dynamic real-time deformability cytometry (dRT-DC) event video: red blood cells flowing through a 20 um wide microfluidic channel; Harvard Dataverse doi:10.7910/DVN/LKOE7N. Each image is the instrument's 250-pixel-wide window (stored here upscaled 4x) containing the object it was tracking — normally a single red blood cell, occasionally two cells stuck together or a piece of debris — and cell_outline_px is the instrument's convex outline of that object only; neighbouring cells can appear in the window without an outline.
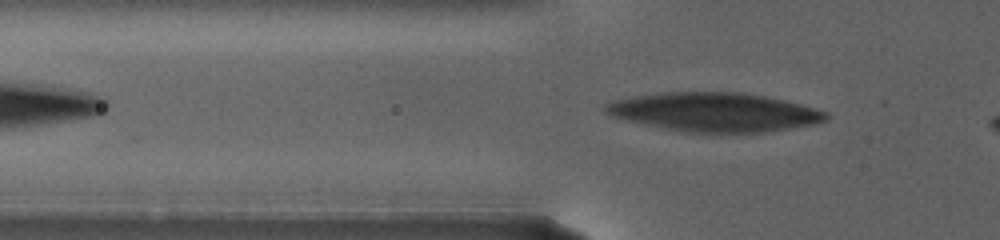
{"species": "human", "species_latin": "Homo sapiens", "temperature_condition": "warm", "stored_images_in_passage": 23, "camera_frame_rate_fps": 3000, "um_per_image_px": 0.085, "donor": {"sex": "female"}, "frame": {"image": 1, "passage_image": 13, "time_ms": 3.333, "image_size_px": [1000, 240], "cell_outline_px": [[828, 120], [816, 124], [792, 128], [764, 132], [684, 132], [664, 128], [628, 120], [612, 116], [604, 112], [604, 104], [616, 100], [636, 96], [668, 92], [736, 92], [764, 96], [784, 100], [816, 108], [828, 112]], "centroid_in_image_um": [60.78, 9.53], "position_along_channel_um": 65.0, "area_um2": 49.59}}
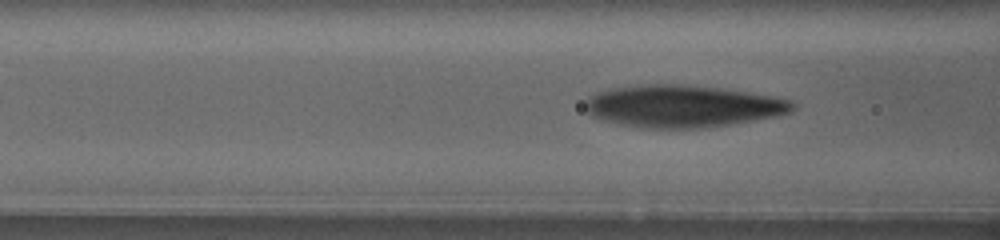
{"frame": {"image": 2, "passage_image": 19, "time_ms": 5.333, "image_size_px": [1000, 240], "cell_outline_px": [[796, 108], [792, 112], [752, 120], [728, 124], [700, 128], [640, 128], [616, 124], [600, 120], [592, 116], [588, 112], [588, 100], [592, 96], [600, 92], [616, 88], [648, 84], [672, 84], [720, 88], [792, 100], [796, 104]], "centroid_in_image_um": [58.03, 9.04], "position_along_channel_um": 108.6, "area_um2": 50.11}}
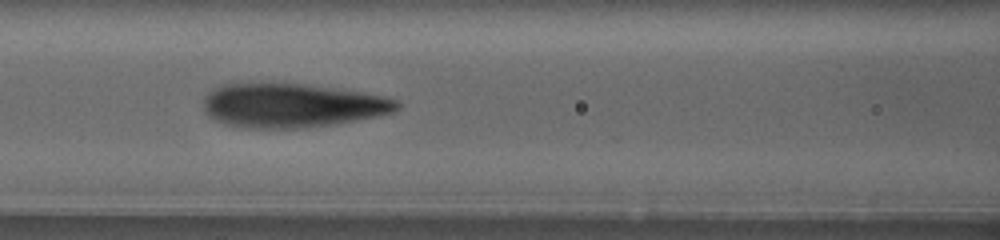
{"frame": {"image": 3, "passage_image": 23, "time_ms": 6.667, "image_size_px": [1000, 240], "cell_outline_px": [[400, 108], [396, 112], [356, 120], [308, 128], [244, 128], [224, 124], [208, 116], [204, 108], [204, 100], [216, 88], [224, 84], [304, 84], [360, 92], [400, 100]], "centroid_in_image_um": [24.85, 8.99], "position_along_channel_um": 141.7, "area_um2": 49.19}}